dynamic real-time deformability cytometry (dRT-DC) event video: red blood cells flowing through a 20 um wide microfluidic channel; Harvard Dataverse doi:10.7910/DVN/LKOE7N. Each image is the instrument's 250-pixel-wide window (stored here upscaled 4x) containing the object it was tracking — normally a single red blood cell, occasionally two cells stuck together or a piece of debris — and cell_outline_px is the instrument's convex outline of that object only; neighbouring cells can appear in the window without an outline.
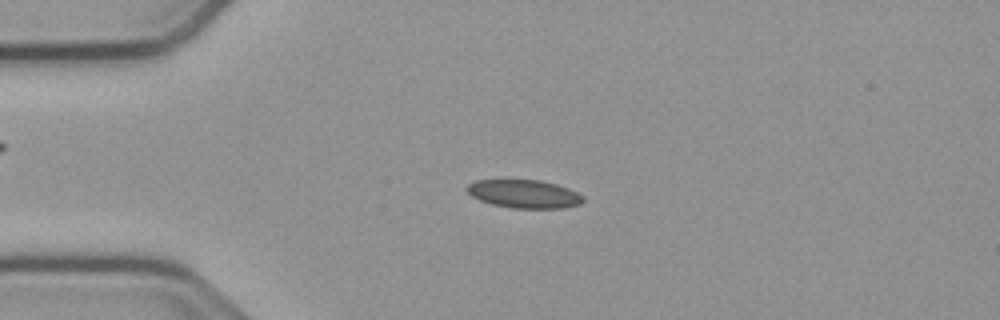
{"species": "common noctule bat (a hibernating species)", "species_latin": "Nyctalus noctula", "temperature_condition": "cold", "stored_images_in_passage": 54, "camera_frame_rate_fps": 3000, "um_per_image_px": 0.085, "animal": {"sex": "male", "body_mass_g": 23.1, "forearm_length_mm": 52.7}, "frame": {"image": 1, "passage_image": 12, "time_ms": 3.667, "image_size_px": [1000, 320], "cell_outline_px": [[584, 200], [580, 204], [560, 208], [512, 208], [492, 204], [480, 200], [472, 196], [464, 188], [468, 184], [476, 180], [540, 180], [556, 184], [568, 188], [584, 196]], "centroid_in_image_um": [44.54, 16.48], "position_along_channel_um": 40.5, "area_um2": 19.07}}
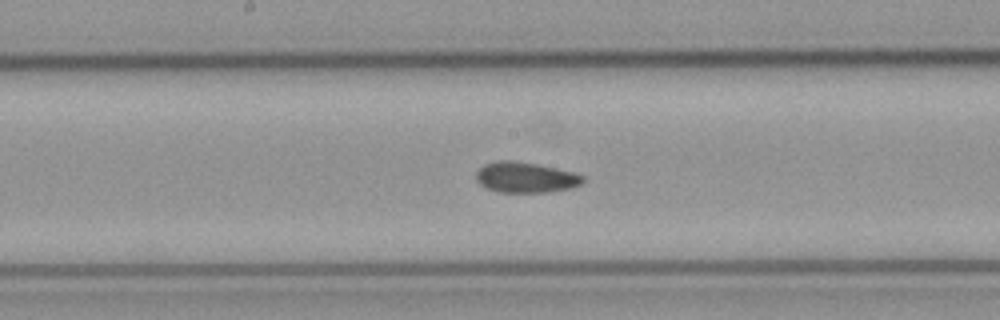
{"frame": {"image": 2, "passage_image": 27, "time_ms": 8.667, "image_size_px": [1000, 320], "cell_outline_px": [[584, 180], [580, 184], [572, 188], [548, 192], [500, 192], [488, 188], [480, 184], [476, 180], [476, 172], [484, 164], [496, 160], [512, 160], [536, 164], [556, 168], [572, 172], [584, 176]], "centroid_in_image_um": [44.66, 15.07], "position_along_channel_um": 203.5, "area_um2": 18.96}}
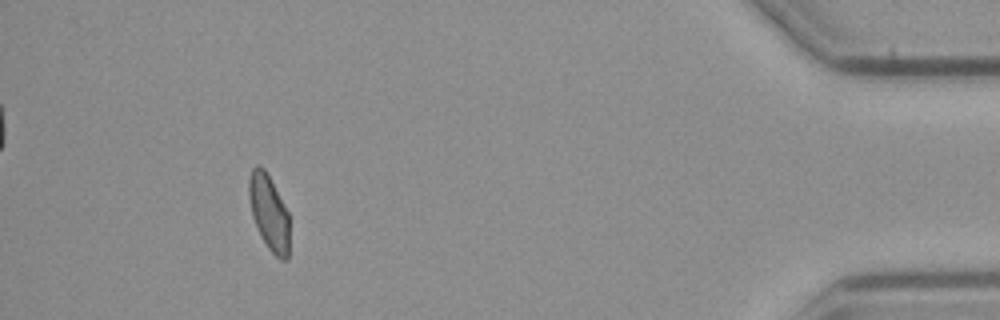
{"frame": {"image": 3, "passage_image": 49, "time_ms": 16.0, "image_size_px": [1000, 320], "cell_outline_px": [[288, 260], [280, 260], [268, 248], [252, 216], [248, 196], [248, 180], [252, 168], [256, 164], [260, 164], [264, 168], [288, 212]], "centroid_in_image_um": [22.84, 18.03], "position_along_channel_um": 412.4, "area_um2": 17.51}, "authors_computed_cell_mechanics": {"area_um2": 18.6405, "velocity_mm_per_s": 3.7514, "shape_relaxation_time_tau1_ms": null, "shape_relaxation_time_tau2_ms": 3.3624, "deformation_change_tau1": null, "deformation_change_tau2": 0.0649}}